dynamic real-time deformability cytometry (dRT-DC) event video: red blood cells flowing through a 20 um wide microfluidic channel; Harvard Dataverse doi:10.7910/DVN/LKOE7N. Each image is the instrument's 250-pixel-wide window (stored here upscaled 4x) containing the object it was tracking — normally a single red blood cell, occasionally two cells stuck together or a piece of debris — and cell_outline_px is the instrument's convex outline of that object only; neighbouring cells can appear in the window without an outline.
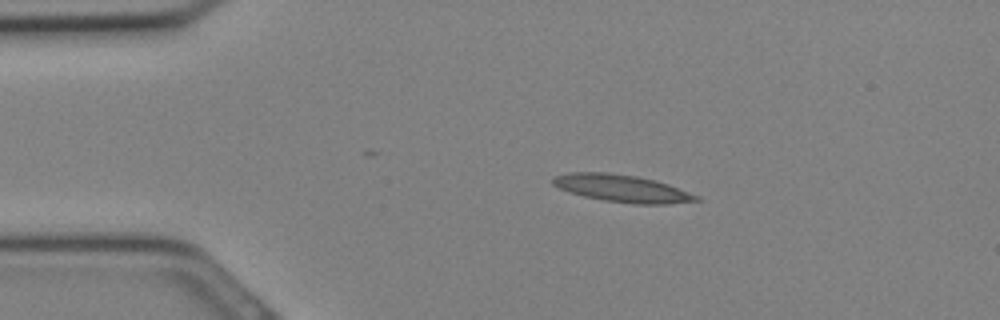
{"species": "Egyptian fruit bat (a non-hibernating species)", "species_latin": "Rousettus aegyptiacus", "temperature_condition": "cold", "stored_images_in_passage": 10, "camera_frame_rate_fps": 3000, "um_per_image_px": 0.085, "animal": {"sex": "female"}, "frame": {"image": 1, "passage_image": 1, "time_ms": 0.0, "image_size_px": [1000, 320], "cell_outline_px": [[700, 200], [668, 204], [636, 204], [604, 200], [584, 196], [568, 192], [552, 184], [552, 180], [556, 176], [572, 172], [608, 172], [636, 176], [656, 180], [668, 184], [700, 196]], "centroid_in_image_um": [52.89, 16.01], "position_along_channel_um": 32.1, "area_um2": 22.72}}
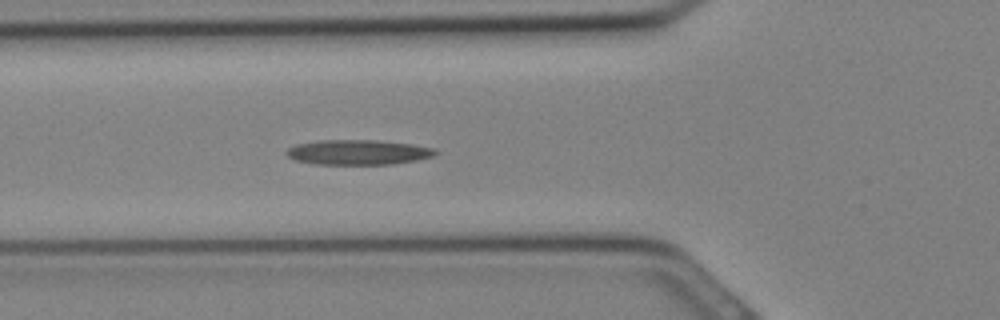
{"frame": {"image": 2, "passage_image": 6, "time_ms": 1.667, "image_size_px": [1000, 320], "cell_outline_px": [[440, 152], [432, 156], [416, 160], [392, 164], [312, 164], [296, 160], [288, 156], [284, 152], [288, 148], [296, 144], [320, 140], [376, 140], [412, 144], [436, 148]], "centroid_in_image_um": [30.44, 12.94], "position_along_channel_um": 95.4, "area_um2": 21.73}}
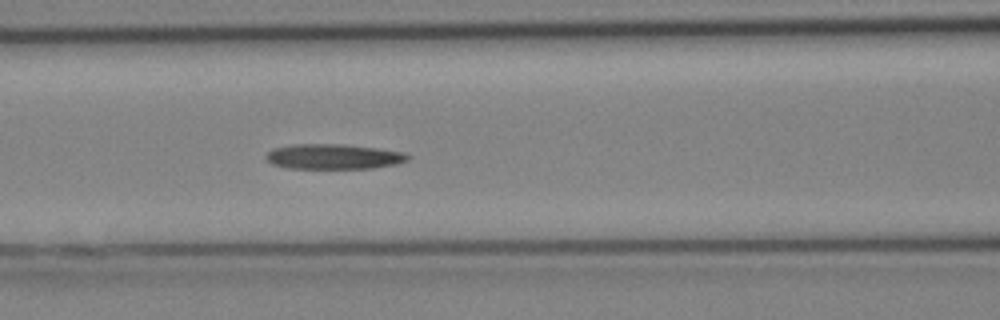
{"frame": {"image": 3, "passage_image": 8, "time_ms": 2.333, "image_size_px": [1000, 320], "cell_outline_px": [[412, 156], [408, 160], [392, 164], [372, 168], [288, 168], [272, 164], [264, 156], [272, 148], [292, 144], [344, 144], [376, 148], [404, 152]], "centroid_in_image_um": [28.32, 13.3], "position_along_channel_um": 138.3, "area_um2": 20.69}}